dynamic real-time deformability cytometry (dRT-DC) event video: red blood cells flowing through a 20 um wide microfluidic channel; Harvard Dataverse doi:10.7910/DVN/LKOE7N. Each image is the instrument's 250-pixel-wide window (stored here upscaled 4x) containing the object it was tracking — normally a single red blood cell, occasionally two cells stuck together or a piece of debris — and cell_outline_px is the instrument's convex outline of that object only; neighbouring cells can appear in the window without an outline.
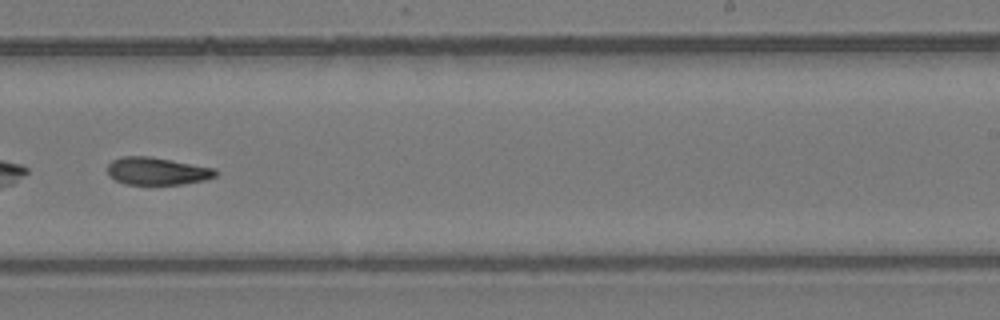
{"species": "common noctule bat (a hibernating species)", "species_latin": "Nyctalus noctula", "temperature_condition": "room temperature", "stored_images_in_passage": 38, "camera_frame_rate_fps": 3000, "um_per_image_px": 0.085, "animal": {"sex": "female", "body_mass_g": 24.6, "forearm_length_mm": 56.2}, "frame": {"image": 1, "passage_image": 22, "time_ms": 7.0, "image_size_px": [1000, 320], "cell_outline_px": [[216, 176], [204, 180], [180, 184], [124, 184], [116, 180], [108, 172], [108, 164], [112, 160], [124, 156], [148, 156], [216, 168]], "centroid_in_image_um": [13.35, 14.54], "position_along_channel_um": 275.6, "area_um2": 17.11}}
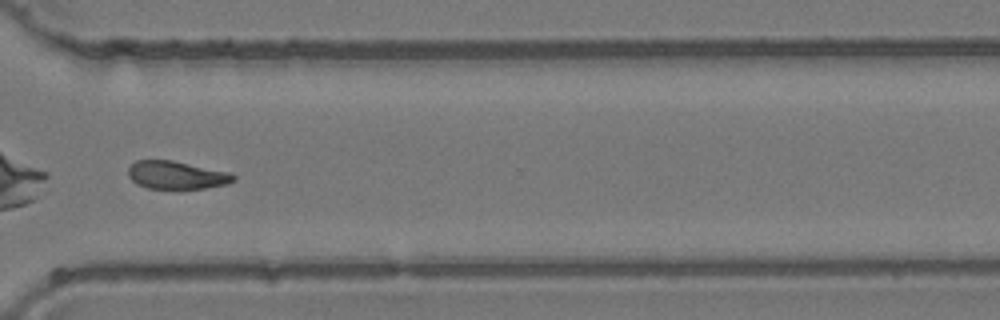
{"frame": {"image": 2, "passage_image": 27, "time_ms": 8.667, "image_size_px": [1000, 320], "cell_outline_px": [[236, 180], [228, 184], [180, 192], [148, 188], [136, 184], [128, 176], [128, 168], [136, 160], [172, 160], [228, 172], [236, 176]], "centroid_in_image_um": [15.0, 14.93], "position_along_channel_um": 355.6, "area_um2": 17.86}}